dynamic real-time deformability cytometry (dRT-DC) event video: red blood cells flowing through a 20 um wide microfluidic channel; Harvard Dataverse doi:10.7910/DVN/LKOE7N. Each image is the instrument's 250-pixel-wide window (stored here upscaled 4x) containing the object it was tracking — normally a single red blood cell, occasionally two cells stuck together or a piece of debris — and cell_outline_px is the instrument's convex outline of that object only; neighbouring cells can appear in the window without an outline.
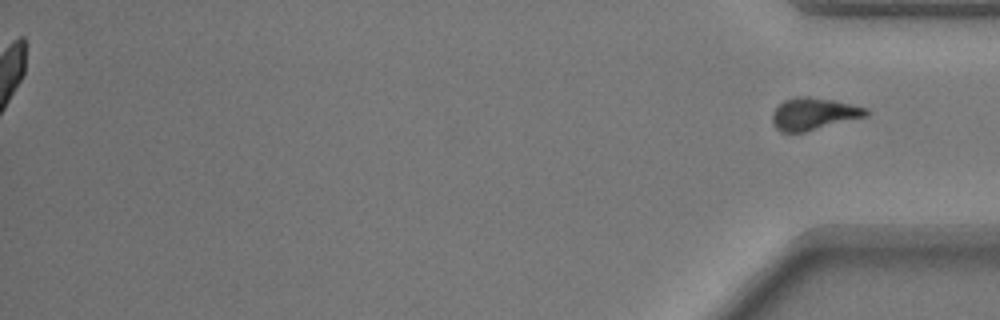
{"species": "common noctule bat (a hibernating species)", "species_latin": "Nyctalus noctula", "temperature_condition": "warm", "stored_images_in_passage": 38, "segment_of_instrument_passage": [2, 2], "camera_frame_rate_fps": 3000, "um_per_image_px": 0.085, "animal": {"sex": "male", "body_mass_g": 17.9}, "frame": {"image": 1, "passage_image": 38, "time_ms": 12.333, "image_size_px": [1000, 320], "cell_outline_px": [[868, 116], [804, 132], [780, 132], [772, 124], [772, 112], [784, 100], [796, 96], [808, 96], [832, 100], [868, 108]], "centroid_in_image_um": [69.14, 9.68], "position_along_channel_um": 366.1, "area_um2": 17.57}}